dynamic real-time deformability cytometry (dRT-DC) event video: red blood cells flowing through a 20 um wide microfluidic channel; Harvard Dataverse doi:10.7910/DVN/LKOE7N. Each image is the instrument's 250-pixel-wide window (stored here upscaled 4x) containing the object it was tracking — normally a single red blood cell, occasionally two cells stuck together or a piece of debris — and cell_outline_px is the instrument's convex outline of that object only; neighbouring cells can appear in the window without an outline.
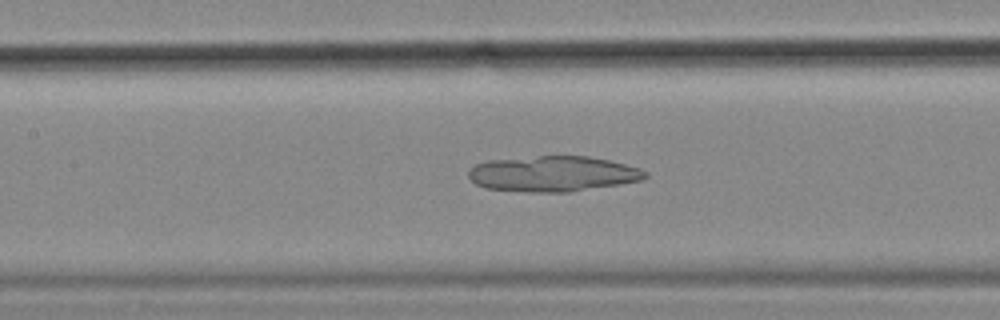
{"species": "common noctule bat (a hibernating species)", "species_latin": "Nyctalus noctula", "temperature_condition": "cold", "stored_images_in_passage": 56, "camera_frame_rate_fps": 3000, "um_per_image_px": 0.085, "animal": {"sex": "female", "body_mass_g": 18.4}, "frame": {"image": 1, "passage_image": 25, "time_ms": 8.0, "image_size_px": [1000, 320], "cell_outline_px": [[648, 176], [644, 180], [620, 184], [568, 192], [528, 192], [488, 188], [476, 184], [468, 176], [468, 172], [476, 164], [488, 160], [540, 156], [588, 156], [608, 160], [640, 168], [648, 172]], "centroid_in_image_um": [47.03, 14.77], "position_along_channel_um": 160.4, "area_um2": 36.47}}
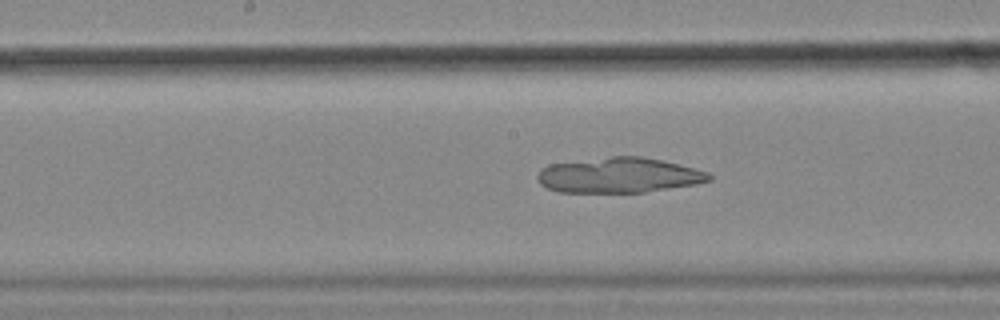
{"frame": {"image": 2, "passage_image": 28, "time_ms": 9.0, "image_size_px": [1000, 320], "cell_outline_px": [[712, 180], [696, 184], [644, 192], [560, 192], [548, 188], [540, 184], [536, 176], [548, 164], [612, 156], [640, 156], [660, 160], [708, 172], [712, 176]], "centroid_in_image_um": [52.6, 14.9], "position_along_channel_um": 195.6, "area_um2": 34.91}}
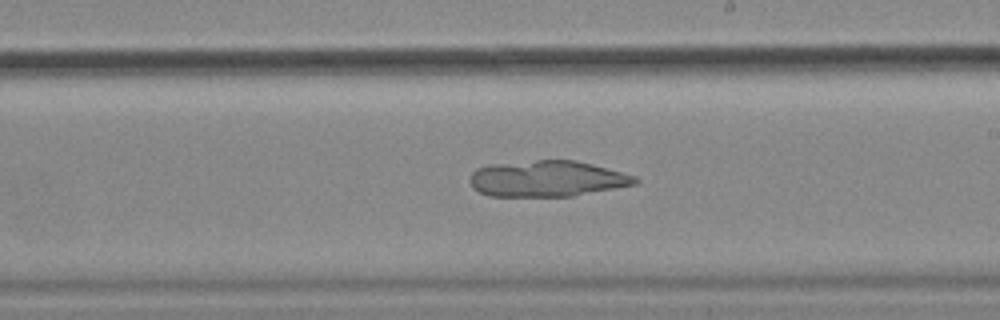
{"frame": {"image": 3, "passage_image": 32, "time_ms": 10.333, "image_size_px": [1000, 320], "cell_outline_px": [[640, 180], [636, 184], [572, 196], [488, 196], [472, 188], [472, 172], [476, 168], [492, 164], [536, 160], [576, 160], [592, 164], [636, 176]], "centroid_in_image_um": [46.52, 15.18], "position_along_channel_um": 242.5, "area_um2": 34.51}}